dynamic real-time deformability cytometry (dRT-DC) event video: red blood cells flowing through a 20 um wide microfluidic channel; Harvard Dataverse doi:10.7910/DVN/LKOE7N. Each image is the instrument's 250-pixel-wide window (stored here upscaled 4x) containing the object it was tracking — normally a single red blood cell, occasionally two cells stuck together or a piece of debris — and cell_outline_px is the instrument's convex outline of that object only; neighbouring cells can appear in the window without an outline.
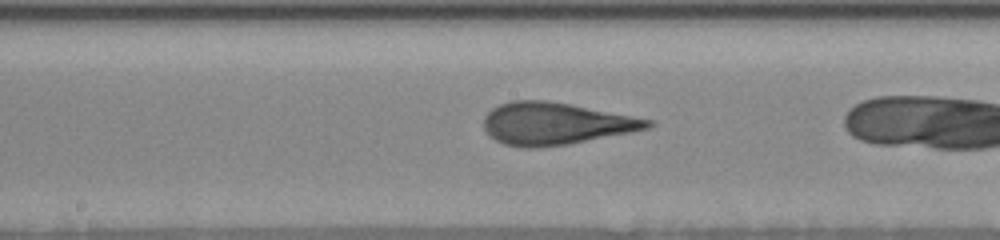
{"species": "human", "species_latin": "Homo sapiens", "temperature_condition": "room temperature", "stored_images_in_passage": 12, "camera_frame_rate_fps": 3000, "um_per_image_px": 0.085, "donor": {"sex": "female"}, "frame": {"image": 1, "passage_image": 7, "time_ms": 2.667, "image_size_px": [1000, 240], "cell_outline_px": [[656, 124], [652, 128], [632, 132], [564, 144], [532, 148], [528, 148], [504, 144], [496, 140], [484, 128], [484, 116], [492, 108], [500, 104], [512, 100], [548, 100], [572, 104], [656, 120]], "centroid_in_image_um": [47.28, 10.48], "position_along_channel_um": 200.9, "area_um2": 40.29}}
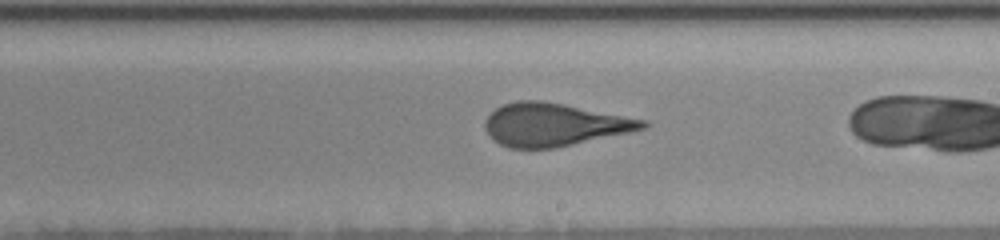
{"frame": {"image": 2, "passage_image": 10, "time_ms": 3.667, "image_size_px": [1000, 240], "cell_outline_px": [[648, 124], [644, 128], [632, 132], [556, 148], [508, 148], [492, 140], [484, 128], [484, 120], [496, 108], [504, 104], [516, 100], [540, 100], [564, 104], [648, 120]], "centroid_in_image_um": [47.09, 10.6], "position_along_channel_um": 241.9, "area_um2": 39.65}}